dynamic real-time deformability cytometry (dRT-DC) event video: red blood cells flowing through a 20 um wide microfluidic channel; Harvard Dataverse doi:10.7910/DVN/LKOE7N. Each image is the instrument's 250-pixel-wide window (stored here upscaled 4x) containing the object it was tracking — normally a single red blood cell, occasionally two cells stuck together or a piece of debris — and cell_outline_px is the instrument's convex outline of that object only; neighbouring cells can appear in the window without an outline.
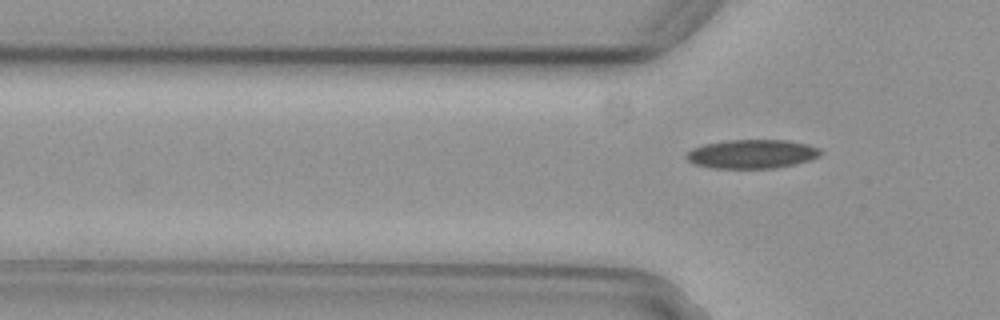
{"species": "common noctule bat (a hibernating species)", "species_latin": "Nyctalus noctula", "temperature_condition": "cold", "stored_images_in_passage": 4, "camera_frame_rate_fps": 3000, "um_per_image_px": 0.085, "animal": {"sex": "female", "body_mass_g": 29.2, "forearm_length_mm": 56.3}, "frame": {"image": 1, "passage_image": 4, "time_ms": 1.0, "image_size_px": [1000, 320], "cell_outline_px": [[824, 152], [820, 156], [808, 160], [792, 164], [772, 168], [712, 168], [692, 164], [684, 156], [692, 148], [704, 144], [728, 140], [788, 140], [808, 144], [820, 148]], "centroid_in_image_um": [63.9, 13.08], "position_along_channel_um": 61.9, "area_um2": 22.66}}